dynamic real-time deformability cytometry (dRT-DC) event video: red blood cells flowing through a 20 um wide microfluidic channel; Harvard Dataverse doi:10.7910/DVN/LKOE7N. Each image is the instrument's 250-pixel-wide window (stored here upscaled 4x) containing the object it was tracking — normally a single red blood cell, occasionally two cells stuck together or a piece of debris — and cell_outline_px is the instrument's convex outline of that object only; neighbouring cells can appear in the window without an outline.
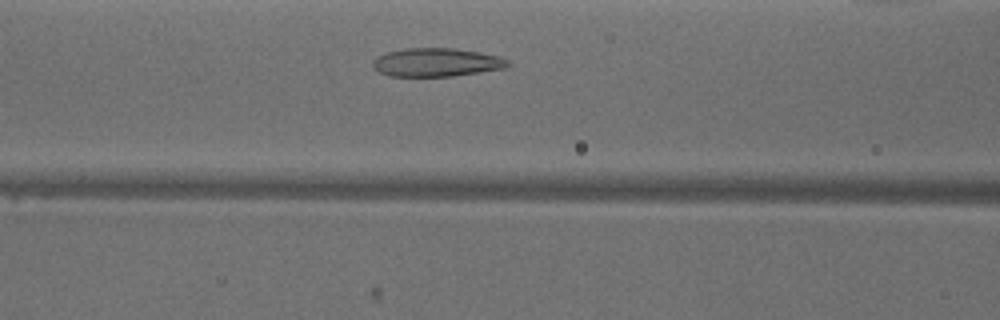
{"species": "common noctule bat (a hibernating species)", "species_latin": "Nyctalus noctula", "temperature_condition": "warm", "stored_images_in_passage": 30, "camera_frame_rate_fps": 3000, "um_per_image_px": 0.085, "animal": {"sex": "male", "body_mass_g": 18.8}, "frame": {"image": 1, "passage_image": 12, "time_ms": 3.667, "image_size_px": [1000, 320], "cell_outline_px": [[512, 64], [504, 68], [452, 76], [392, 76], [380, 72], [372, 64], [372, 60], [376, 56], [388, 52], [408, 48], [452, 48], [480, 52], [500, 56], [508, 60]], "centroid_in_image_um": [37.12, 5.29], "position_along_channel_um": 129.5, "area_um2": 22.25}}
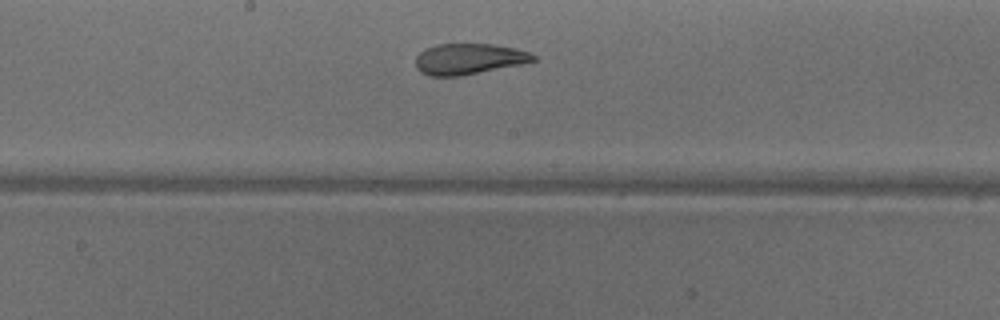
{"frame": {"image": 2, "passage_image": 18, "time_ms": 5.667, "image_size_px": [1000, 320], "cell_outline_px": [[540, 60], [460, 76], [428, 76], [420, 72], [416, 68], [416, 56], [420, 52], [436, 44], [492, 44], [516, 48], [532, 52]], "centroid_in_image_um": [39.88, 5.01], "position_along_channel_um": 208.3, "area_um2": 21.27}}
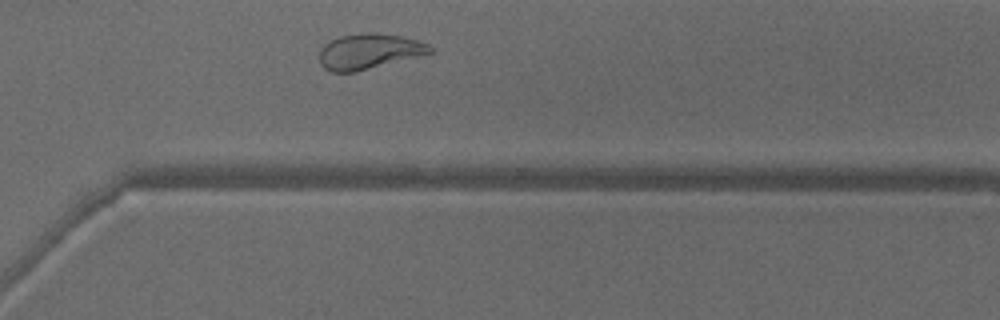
{"frame": {"image": 3, "passage_image": 28, "time_ms": 9.0, "image_size_px": [1000, 320], "cell_outline_px": [[432, 52], [356, 72], [332, 72], [324, 68], [320, 64], [320, 48], [324, 44], [340, 36], [360, 32], [376, 32], [400, 36], [416, 40], [428, 44], [432, 48]], "centroid_in_image_um": [31.32, 4.36], "position_along_channel_um": 339.3, "area_um2": 22.66}, "authors_computed_cell_mechanics": {"area_um2": 22.3108, "velocity_mm_per_s": 3.9427, "shape_relaxation_time_tau1_ms": null, "shape_relaxation_time_tau2_ms": 1.7612, "deformation_change_tau1": null, "deformation_change_tau2": 0.0892}}